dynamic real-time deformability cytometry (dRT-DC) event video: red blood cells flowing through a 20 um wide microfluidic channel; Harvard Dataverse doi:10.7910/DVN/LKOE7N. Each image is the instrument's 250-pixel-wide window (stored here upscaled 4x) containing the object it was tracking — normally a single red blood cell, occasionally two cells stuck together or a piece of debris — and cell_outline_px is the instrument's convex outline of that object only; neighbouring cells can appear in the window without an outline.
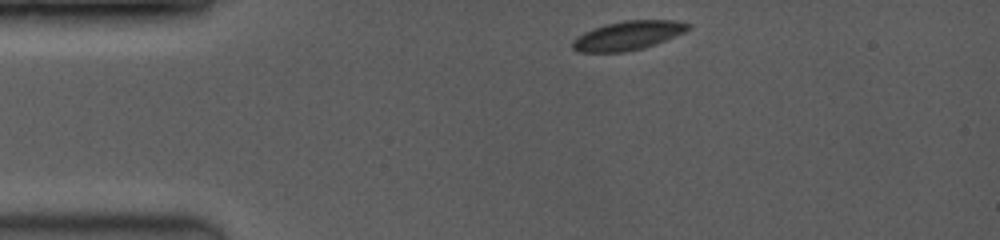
{"species": "common noctule bat (a hibernating species)", "species_latin": "Nyctalus noctula", "temperature_condition": "room temperature", "stored_images_in_passage": 12, "camera_frame_rate_fps": 3500, "um_per_image_px": 0.085, "animal": {"sex": "female", "body_mass_g": 19.0, "forearm_length_mm": 53.3}, "frame": {"image": 1, "passage_image": 1, "time_ms": 0.0, "image_size_px": [1000, 240], "cell_outline_px": [[692, 24], [684, 32], [656, 44], [644, 48], [624, 52], [580, 52], [572, 48], [572, 40], [584, 32], [608, 24], [624, 20], [672, 20]], "centroid_in_image_um": [53.37, 3.03], "position_along_channel_um": 31.6, "area_um2": 19.31}}
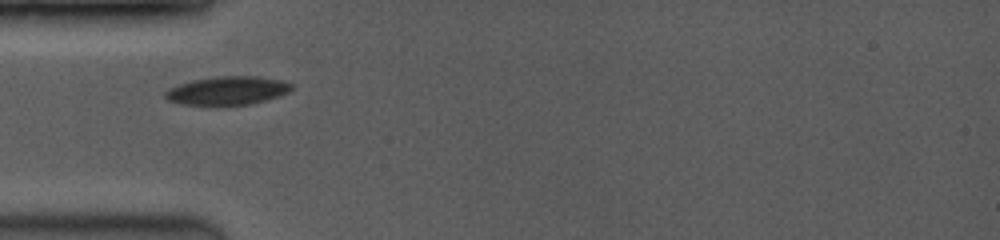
{"frame": {"image": 2, "passage_image": 11, "time_ms": 2.0, "image_size_px": [1000, 240], "cell_outline_px": [[292, 88], [288, 92], [280, 96], [252, 104], [184, 104], [168, 100], [164, 96], [164, 92], [168, 88], [192, 80], [216, 76], [256, 76], [280, 80], [292, 84]], "centroid_in_image_um": [19.34, 7.69], "position_along_channel_um": 65.7, "area_um2": 20.69}}